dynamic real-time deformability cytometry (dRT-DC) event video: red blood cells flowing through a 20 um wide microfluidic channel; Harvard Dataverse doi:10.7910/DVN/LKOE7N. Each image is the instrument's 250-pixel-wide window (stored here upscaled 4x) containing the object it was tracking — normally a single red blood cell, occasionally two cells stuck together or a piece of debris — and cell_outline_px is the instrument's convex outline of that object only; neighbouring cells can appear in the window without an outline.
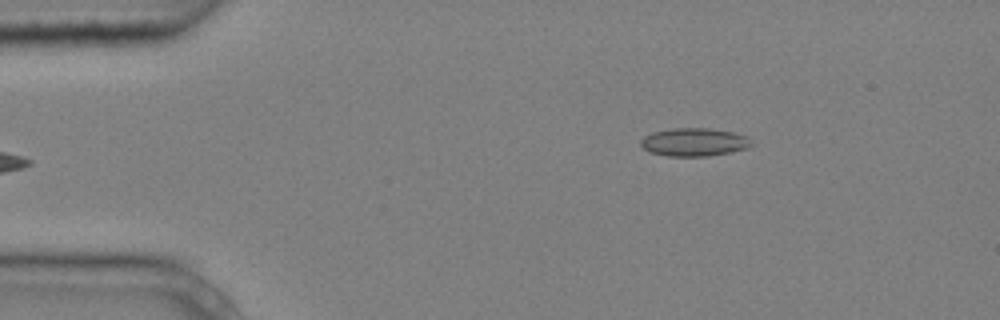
{"species": "common noctule bat (a hibernating species)", "species_latin": "Nyctalus noctula", "temperature_condition": "cold", "stored_images_in_passage": 4, "camera_frame_rate_fps": 3000, "um_per_image_px": 0.085, "animal": {"sex": "male", "body_mass_g": 20.4}, "frame": {"image": 1, "passage_image": 4, "time_ms": 1.0, "image_size_px": [1000, 320], "cell_outline_px": [[752, 144], [748, 148], [732, 152], [708, 156], [668, 156], [648, 152], [640, 144], [640, 140], [644, 136], [652, 132], [672, 128], [708, 128], [732, 132], [748, 136]], "centroid_in_image_um": [58.99, 12.08], "position_along_channel_um": 26.0, "area_um2": 18.26}}